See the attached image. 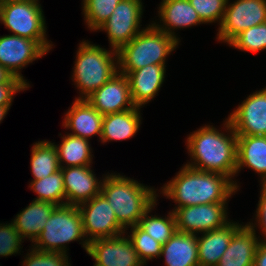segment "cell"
Returning a JSON list of instances; mask_svg holds the SVG:
<instances>
[{"label":"cell","mask_w":266,"mask_h":266,"mask_svg":"<svg viewBox=\"0 0 266 266\" xmlns=\"http://www.w3.org/2000/svg\"><path fill=\"white\" fill-rule=\"evenodd\" d=\"M227 136L212 125H205L194 131L187 138V149L191 163L187 166L228 177L236 189L238 185L232 178L236 175L237 166V134L227 118L224 124Z\"/></svg>","instance_id":"cell-1"},{"label":"cell","mask_w":266,"mask_h":266,"mask_svg":"<svg viewBox=\"0 0 266 266\" xmlns=\"http://www.w3.org/2000/svg\"><path fill=\"white\" fill-rule=\"evenodd\" d=\"M162 194L172 199L175 208L192 205L227 203L237 192L235 184L226 176L200 171L184 165L175 178L164 184Z\"/></svg>","instance_id":"cell-2"},{"label":"cell","mask_w":266,"mask_h":266,"mask_svg":"<svg viewBox=\"0 0 266 266\" xmlns=\"http://www.w3.org/2000/svg\"><path fill=\"white\" fill-rule=\"evenodd\" d=\"M112 206L118 223L125 229L138 225L144 213L157 201L154 188L120 174H107L100 192Z\"/></svg>","instance_id":"cell-3"},{"label":"cell","mask_w":266,"mask_h":266,"mask_svg":"<svg viewBox=\"0 0 266 266\" xmlns=\"http://www.w3.org/2000/svg\"><path fill=\"white\" fill-rule=\"evenodd\" d=\"M179 41L153 23L117 51L118 72H131L147 65H165L166 57Z\"/></svg>","instance_id":"cell-4"},{"label":"cell","mask_w":266,"mask_h":266,"mask_svg":"<svg viewBox=\"0 0 266 266\" xmlns=\"http://www.w3.org/2000/svg\"><path fill=\"white\" fill-rule=\"evenodd\" d=\"M73 69L72 79L81 94L76 99H86L118 73L117 51L82 41Z\"/></svg>","instance_id":"cell-5"},{"label":"cell","mask_w":266,"mask_h":266,"mask_svg":"<svg viewBox=\"0 0 266 266\" xmlns=\"http://www.w3.org/2000/svg\"><path fill=\"white\" fill-rule=\"evenodd\" d=\"M78 239L83 241L82 247L87 252L89 242L84 234L78 206L62 205L53 210L32 246L40 251L67 254L65 245Z\"/></svg>","instance_id":"cell-6"},{"label":"cell","mask_w":266,"mask_h":266,"mask_svg":"<svg viewBox=\"0 0 266 266\" xmlns=\"http://www.w3.org/2000/svg\"><path fill=\"white\" fill-rule=\"evenodd\" d=\"M39 0H14L0 4V22L13 35L36 41L47 53L52 43L47 39L46 23Z\"/></svg>","instance_id":"cell-7"},{"label":"cell","mask_w":266,"mask_h":266,"mask_svg":"<svg viewBox=\"0 0 266 266\" xmlns=\"http://www.w3.org/2000/svg\"><path fill=\"white\" fill-rule=\"evenodd\" d=\"M141 1L121 0L109 19L97 29L107 33L112 50L118 51L142 31L139 29L143 14Z\"/></svg>","instance_id":"cell-8"},{"label":"cell","mask_w":266,"mask_h":266,"mask_svg":"<svg viewBox=\"0 0 266 266\" xmlns=\"http://www.w3.org/2000/svg\"><path fill=\"white\" fill-rule=\"evenodd\" d=\"M266 22V0H236L227 6L217 39L229 43L242 31Z\"/></svg>","instance_id":"cell-9"},{"label":"cell","mask_w":266,"mask_h":266,"mask_svg":"<svg viewBox=\"0 0 266 266\" xmlns=\"http://www.w3.org/2000/svg\"><path fill=\"white\" fill-rule=\"evenodd\" d=\"M78 208L88 242L126 233L125 229L118 223L112 206L101 193L80 204Z\"/></svg>","instance_id":"cell-10"},{"label":"cell","mask_w":266,"mask_h":266,"mask_svg":"<svg viewBox=\"0 0 266 266\" xmlns=\"http://www.w3.org/2000/svg\"><path fill=\"white\" fill-rule=\"evenodd\" d=\"M227 203H211L174 208L176 229L182 233H205L228 223Z\"/></svg>","instance_id":"cell-11"},{"label":"cell","mask_w":266,"mask_h":266,"mask_svg":"<svg viewBox=\"0 0 266 266\" xmlns=\"http://www.w3.org/2000/svg\"><path fill=\"white\" fill-rule=\"evenodd\" d=\"M46 53L36 41L29 38L13 34L0 36V65L27 87H30V84L23 78L20 69Z\"/></svg>","instance_id":"cell-12"},{"label":"cell","mask_w":266,"mask_h":266,"mask_svg":"<svg viewBox=\"0 0 266 266\" xmlns=\"http://www.w3.org/2000/svg\"><path fill=\"white\" fill-rule=\"evenodd\" d=\"M99 238L89 242L87 254L94 266H144L129 237Z\"/></svg>","instance_id":"cell-13"},{"label":"cell","mask_w":266,"mask_h":266,"mask_svg":"<svg viewBox=\"0 0 266 266\" xmlns=\"http://www.w3.org/2000/svg\"><path fill=\"white\" fill-rule=\"evenodd\" d=\"M228 119L237 135L266 136V87L250 94Z\"/></svg>","instance_id":"cell-14"},{"label":"cell","mask_w":266,"mask_h":266,"mask_svg":"<svg viewBox=\"0 0 266 266\" xmlns=\"http://www.w3.org/2000/svg\"><path fill=\"white\" fill-rule=\"evenodd\" d=\"M86 100L101 114L130 110L132 103L129 82L125 74L118 72Z\"/></svg>","instance_id":"cell-15"},{"label":"cell","mask_w":266,"mask_h":266,"mask_svg":"<svg viewBox=\"0 0 266 266\" xmlns=\"http://www.w3.org/2000/svg\"><path fill=\"white\" fill-rule=\"evenodd\" d=\"M90 167L88 165L61 168L65 205L79 206L100 194L103 180L99 181Z\"/></svg>","instance_id":"cell-16"},{"label":"cell","mask_w":266,"mask_h":266,"mask_svg":"<svg viewBox=\"0 0 266 266\" xmlns=\"http://www.w3.org/2000/svg\"><path fill=\"white\" fill-rule=\"evenodd\" d=\"M166 65H147L131 72H120L125 74L130 88L132 103L141 108L153 99L165 78Z\"/></svg>","instance_id":"cell-17"},{"label":"cell","mask_w":266,"mask_h":266,"mask_svg":"<svg viewBox=\"0 0 266 266\" xmlns=\"http://www.w3.org/2000/svg\"><path fill=\"white\" fill-rule=\"evenodd\" d=\"M261 243L256 230L248 224L241 225L216 266H254L257 248Z\"/></svg>","instance_id":"cell-18"},{"label":"cell","mask_w":266,"mask_h":266,"mask_svg":"<svg viewBox=\"0 0 266 266\" xmlns=\"http://www.w3.org/2000/svg\"><path fill=\"white\" fill-rule=\"evenodd\" d=\"M73 105L65 113L63 126L70 129L73 136L90 139L98 135L101 139L103 115H101L86 99H75Z\"/></svg>","instance_id":"cell-19"},{"label":"cell","mask_w":266,"mask_h":266,"mask_svg":"<svg viewBox=\"0 0 266 266\" xmlns=\"http://www.w3.org/2000/svg\"><path fill=\"white\" fill-rule=\"evenodd\" d=\"M158 14L161 19L160 23L163 21V25L156 24V22L153 24L166 34L176 38L178 41L179 38L176 37L173 30L203 23L189 0H162Z\"/></svg>","instance_id":"cell-20"},{"label":"cell","mask_w":266,"mask_h":266,"mask_svg":"<svg viewBox=\"0 0 266 266\" xmlns=\"http://www.w3.org/2000/svg\"><path fill=\"white\" fill-rule=\"evenodd\" d=\"M241 226L229 220L224 226L197 235L199 266H216L226 251L233 233Z\"/></svg>","instance_id":"cell-21"},{"label":"cell","mask_w":266,"mask_h":266,"mask_svg":"<svg viewBox=\"0 0 266 266\" xmlns=\"http://www.w3.org/2000/svg\"><path fill=\"white\" fill-rule=\"evenodd\" d=\"M253 169L266 184V136L237 135L236 174L242 167Z\"/></svg>","instance_id":"cell-22"},{"label":"cell","mask_w":266,"mask_h":266,"mask_svg":"<svg viewBox=\"0 0 266 266\" xmlns=\"http://www.w3.org/2000/svg\"><path fill=\"white\" fill-rule=\"evenodd\" d=\"M166 266H199L197 235L176 231L162 245Z\"/></svg>","instance_id":"cell-23"},{"label":"cell","mask_w":266,"mask_h":266,"mask_svg":"<svg viewBox=\"0 0 266 266\" xmlns=\"http://www.w3.org/2000/svg\"><path fill=\"white\" fill-rule=\"evenodd\" d=\"M139 110V107H134L123 112L103 115L101 142L123 141L133 137L141 125Z\"/></svg>","instance_id":"cell-24"},{"label":"cell","mask_w":266,"mask_h":266,"mask_svg":"<svg viewBox=\"0 0 266 266\" xmlns=\"http://www.w3.org/2000/svg\"><path fill=\"white\" fill-rule=\"evenodd\" d=\"M56 207L57 205L48 202L33 200L16 215L12 223L23 239L28 238L33 243L43 231L45 223Z\"/></svg>","instance_id":"cell-25"},{"label":"cell","mask_w":266,"mask_h":266,"mask_svg":"<svg viewBox=\"0 0 266 266\" xmlns=\"http://www.w3.org/2000/svg\"><path fill=\"white\" fill-rule=\"evenodd\" d=\"M56 148L60 168L92 165L93 155L89 139L65 134V136H62L61 144L56 145Z\"/></svg>","instance_id":"cell-26"},{"label":"cell","mask_w":266,"mask_h":266,"mask_svg":"<svg viewBox=\"0 0 266 266\" xmlns=\"http://www.w3.org/2000/svg\"><path fill=\"white\" fill-rule=\"evenodd\" d=\"M30 167L34 180H40L60 169L57 148L51 141H38L32 146Z\"/></svg>","instance_id":"cell-27"},{"label":"cell","mask_w":266,"mask_h":266,"mask_svg":"<svg viewBox=\"0 0 266 266\" xmlns=\"http://www.w3.org/2000/svg\"><path fill=\"white\" fill-rule=\"evenodd\" d=\"M29 187L38 195L34 200L57 206L65 205V188L61 168L50 176L32 180Z\"/></svg>","instance_id":"cell-28"},{"label":"cell","mask_w":266,"mask_h":266,"mask_svg":"<svg viewBox=\"0 0 266 266\" xmlns=\"http://www.w3.org/2000/svg\"><path fill=\"white\" fill-rule=\"evenodd\" d=\"M155 205H157L156 202L144 213L138 226L157 242L164 245L177 231L176 220L171 211L164 218L157 215L148 216L149 212L154 210Z\"/></svg>","instance_id":"cell-29"},{"label":"cell","mask_w":266,"mask_h":266,"mask_svg":"<svg viewBox=\"0 0 266 266\" xmlns=\"http://www.w3.org/2000/svg\"><path fill=\"white\" fill-rule=\"evenodd\" d=\"M121 0H83L84 20L90 30L96 31L109 19Z\"/></svg>","instance_id":"cell-30"},{"label":"cell","mask_w":266,"mask_h":266,"mask_svg":"<svg viewBox=\"0 0 266 266\" xmlns=\"http://www.w3.org/2000/svg\"><path fill=\"white\" fill-rule=\"evenodd\" d=\"M228 44L238 50L252 53L266 49V22L242 31Z\"/></svg>","instance_id":"cell-31"},{"label":"cell","mask_w":266,"mask_h":266,"mask_svg":"<svg viewBox=\"0 0 266 266\" xmlns=\"http://www.w3.org/2000/svg\"><path fill=\"white\" fill-rule=\"evenodd\" d=\"M130 232L131 234L128 237L144 265H146V261L160 257L162 250L161 243L157 242L138 225L132 226Z\"/></svg>","instance_id":"cell-32"},{"label":"cell","mask_w":266,"mask_h":266,"mask_svg":"<svg viewBox=\"0 0 266 266\" xmlns=\"http://www.w3.org/2000/svg\"><path fill=\"white\" fill-rule=\"evenodd\" d=\"M228 0H189L203 23H221Z\"/></svg>","instance_id":"cell-33"},{"label":"cell","mask_w":266,"mask_h":266,"mask_svg":"<svg viewBox=\"0 0 266 266\" xmlns=\"http://www.w3.org/2000/svg\"><path fill=\"white\" fill-rule=\"evenodd\" d=\"M67 254L61 252L40 251L35 248L23 260V266H71Z\"/></svg>","instance_id":"cell-34"},{"label":"cell","mask_w":266,"mask_h":266,"mask_svg":"<svg viewBox=\"0 0 266 266\" xmlns=\"http://www.w3.org/2000/svg\"><path fill=\"white\" fill-rule=\"evenodd\" d=\"M22 240L24 239L19 235L12 221L8 224H0V256L7 257L20 253Z\"/></svg>","instance_id":"cell-35"},{"label":"cell","mask_w":266,"mask_h":266,"mask_svg":"<svg viewBox=\"0 0 266 266\" xmlns=\"http://www.w3.org/2000/svg\"><path fill=\"white\" fill-rule=\"evenodd\" d=\"M260 198L258 201L257 209H256V223H248V225L254 229L256 226H259L258 228L261 229L263 237L265 238L260 239L261 242L266 243V184L261 185V190H260Z\"/></svg>","instance_id":"cell-36"},{"label":"cell","mask_w":266,"mask_h":266,"mask_svg":"<svg viewBox=\"0 0 266 266\" xmlns=\"http://www.w3.org/2000/svg\"><path fill=\"white\" fill-rule=\"evenodd\" d=\"M26 89V85H0V106H11L14 95Z\"/></svg>","instance_id":"cell-37"},{"label":"cell","mask_w":266,"mask_h":266,"mask_svg":"<svg viewBox=\"0 0 266 266\" xmlns=\"http://www.w3.org/2000/svg\"><path fill=\"white\" fill-rule=\"evenodd\" d=\"M0 85H25L0 65Z\"/></svg>","instance_id":"cell-38"},{"label":"cell","mask_w":266,"mask_h":266,"mask_svg":"<svg viewBox=\"0 0 266 266\" xmlns=\"http://www.w3.org/2000/svg\"><path fill=\"white\" fill-rule=\"evenodd\" d=\"M254 266H266V243L261 242L257 248Z\"/></svg>","instance_id":"cell-39"},{"label":"cell","mask_w":266,"mask_h":266,"mask_svg":"<svg viewBox=\"0 0 266 266\" xmlns=\"http://www.w3.org/2000/svg\"><path fill=\"white\" fill-rule=\"evenodd\" d=\"M9 109H10V106H0V123L7 115V112Z\"/></svg>","instance_id":"cell-40"},{"label":"cell","mask_w":266,"mask_h":266,"mask_svg":"<svg viewBox=\"0 0 266 266\" xmlns=\"http://www.w3.org/2000/svg\"><path fill=\"white\" fill-rule=\"evenodd\" d=\"M8 1H14V0H0V4H2L4 2H8Z\"/></svg>","instance_id":"cell-41"}]
</instances>
